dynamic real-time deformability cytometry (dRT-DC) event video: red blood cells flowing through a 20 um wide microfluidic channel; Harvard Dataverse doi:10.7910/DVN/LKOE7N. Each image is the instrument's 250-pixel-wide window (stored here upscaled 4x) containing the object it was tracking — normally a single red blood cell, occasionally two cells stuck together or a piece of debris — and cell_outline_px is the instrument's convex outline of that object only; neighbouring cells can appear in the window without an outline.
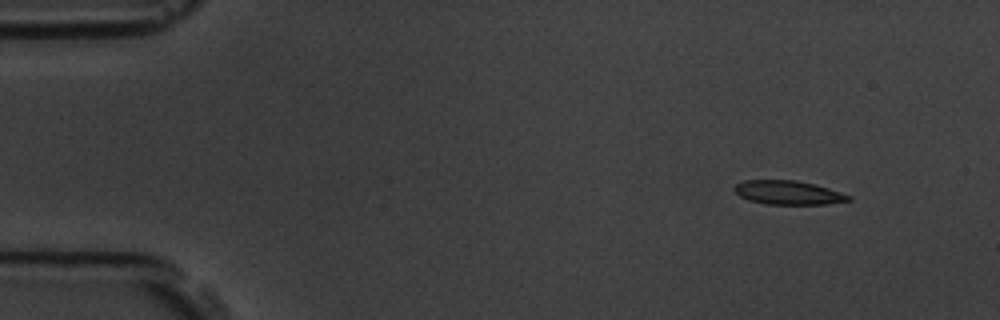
{"species": "common noctule bat (a hibernating species)", "species_latin": "Nyctalus noctula", "temperature_condition": "room temperature", "stored_images_in_passage": 3, "camera_frame_rate_fps": 3000, "um_per_image_px": 0.085, "animal": {"sex": "male", "body_mass_g": 19.5, "forearm_length_mm": 54.6}, "frame": {"image": 1, "passage_image": 1, "time_ms": 0.0, "image_size_px": [1000, 320], "cell_outline_px": [[852, 200], [828, 204], [764, 204], [748, 200], [740, 196], [732, 188], [736, 184], [744, 180], [796, 180], [816, 184], [852, 196]], "centroid_in_image_um": [67.0, 16.37], "position_along_channel_um": 18.0, "area_um2": 16.01}}